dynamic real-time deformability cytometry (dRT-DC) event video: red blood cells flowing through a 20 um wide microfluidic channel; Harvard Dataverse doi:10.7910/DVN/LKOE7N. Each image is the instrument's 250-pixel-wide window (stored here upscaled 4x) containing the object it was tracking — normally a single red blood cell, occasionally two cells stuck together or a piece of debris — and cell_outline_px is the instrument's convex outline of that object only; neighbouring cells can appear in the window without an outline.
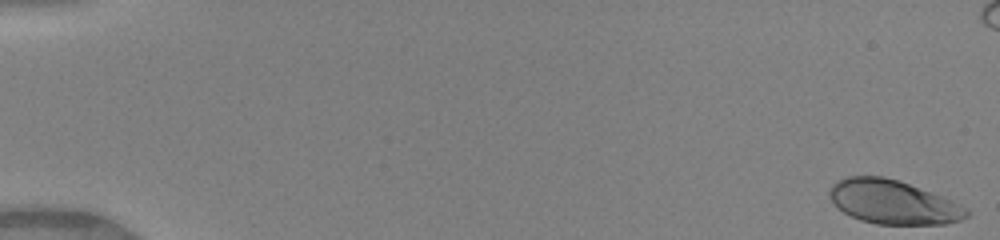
{"species": "human", "species_latin": "Homo sapiens", "temperature_condition": "warm", "stored_images_in_passage": 44, "camera_frame_rate_fps": 3000, "um_per_image_px": 0.085, "donor": {"sex": "female"}, "frame": {"image": 1, "passage_image": 1, "time_ms": 0.0, "image_size_px": [1000, 240], "cell_outline_px": [[968, 216], [960, 220], [944, 224], [876, 224], [860, 220], [844, 212], [828, 196], [828, 192], [832, 184], [836, 180], [848, 176], [884, 176], [944, 196], [968, 208]], "centroid_in_image_um": [75.91, 17.17], "position_along_channel_um": 9.1, "area_um2": 34.97}}
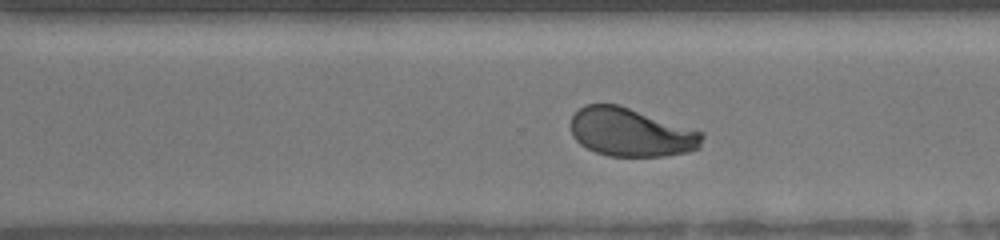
{"frame": {"image": 2, "passage_image": 36, "time_ms": 11.667, "image_size_px": [1000, 240], "cell_outline_px": [[704, 136], [700, 148], [688, 152], [664, 156], [608, 156], [596, 152], [580, 144], [572, 136], [568, 124], [572, 116], [584, 104], [620, 104], [704, 132]], "centroid_in_image_um": [53.62, 11.24], "position_along_channel_um": 317.0, "area_um2": 37.57}}
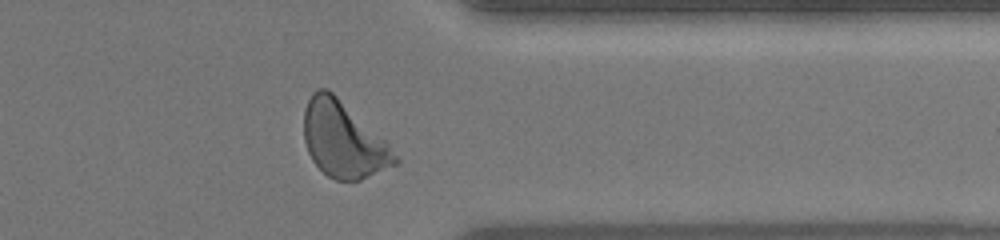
{"frame": {"image": 3, "passage_image": 41, "time_ms": 13.333, "image_size_px": [1000, 240], "cell_outline_px": [[400, 164], [360, 180], [336, 180], [328, 176], [312, 160], [308, 152], [304, 140], [304, 108], [312, 92], [316, 88], [328, 88], [388, 140], [400, 160]], "centroid_in_image_um": [29.23, 11.86], "position_along_channel_um": 382.2, "area_um2": 40.92}, "authors_computed_cell_mechanics": {"area_um2": 37.8012, "velocity_mm_per_s": 4.095, "shape_relaxation_time_tau1_ms": 2.5071, "shape_relaxation_time_tau2_ms": null, "deformation_change_tau1": 0.1587, "deformation_change_tau2": null}}